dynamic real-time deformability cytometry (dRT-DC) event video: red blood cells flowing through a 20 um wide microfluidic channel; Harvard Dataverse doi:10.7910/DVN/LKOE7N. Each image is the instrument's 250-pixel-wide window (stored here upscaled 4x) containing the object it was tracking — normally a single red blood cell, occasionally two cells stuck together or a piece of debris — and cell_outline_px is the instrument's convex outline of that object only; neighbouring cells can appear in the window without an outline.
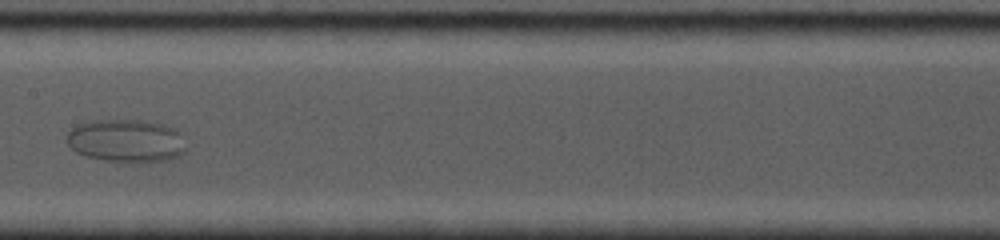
{"species": "common noctule bat (a hibernating species)", "species_latin": "Nyctalus noctula", "temperature_condition": "cold", "stored_images_in_passage": 10, "camera_frame_rate_fps": 5000, "um_per_image_px": 0.085, "animal": {"sex": "female", "body_mass_g": 19.0, "forearm_length_mm": 53.3}, "frame": {"image": 1, "passage_image": 9, "time_ms": 5.0, "image_size_px": [1000, 240], "cell_outline_px": [[184, 152], [176, 156], [164, 160], [128, 164], [104, 160], [84, 156], [76, 152], [68, 144], [68, 132], [72, 128], [80, 124], [92, 120], [140, 120], [164, 124], [184, 132]], "centroid_in_image_um": [10.75, 11.97], "position_along_channel_um": 196.6, "area_um2": 30.23}}